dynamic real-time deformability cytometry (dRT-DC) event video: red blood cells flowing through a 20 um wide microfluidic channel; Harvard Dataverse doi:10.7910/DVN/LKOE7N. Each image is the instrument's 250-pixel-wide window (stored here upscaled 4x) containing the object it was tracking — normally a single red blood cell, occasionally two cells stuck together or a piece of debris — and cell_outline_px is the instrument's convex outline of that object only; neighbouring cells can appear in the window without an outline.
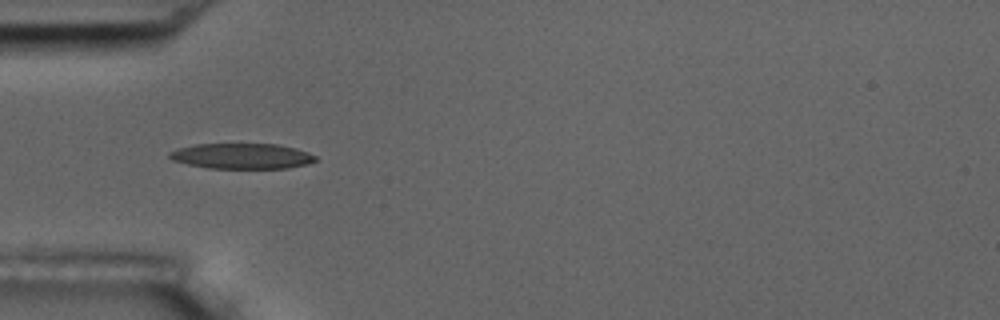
{"species": "common noctule bat (a hibernating species)", "species_latin": "Nyctalus noctula", "temperature_condition": "room temperature", "stored_images_in_passage": 13, "camera_frame_rate_fps": 3000, "um_per_image_px": 0.085, "animal": {"sex": "male", "body_mass_g": 17.5, "forearm_length_mm": 52.3}, "frame": {"image": 1, "passage_image": 1, "time_ms": 0.0, "image_size_px": [1000, 320], "cell_outline_px": [[316, 160], [308, 164], [288, 168], [208, 168], [188, 164], [172, 160], [168, 156], [168, 152], [176, 148], [196, 144], [276, 144], [296, 148], [308, 152], [316, 156]], "centroid_in_image_um": [20.54, 13.26], "position_along_channel_um": 64.5, "area_um2": 21.73}}